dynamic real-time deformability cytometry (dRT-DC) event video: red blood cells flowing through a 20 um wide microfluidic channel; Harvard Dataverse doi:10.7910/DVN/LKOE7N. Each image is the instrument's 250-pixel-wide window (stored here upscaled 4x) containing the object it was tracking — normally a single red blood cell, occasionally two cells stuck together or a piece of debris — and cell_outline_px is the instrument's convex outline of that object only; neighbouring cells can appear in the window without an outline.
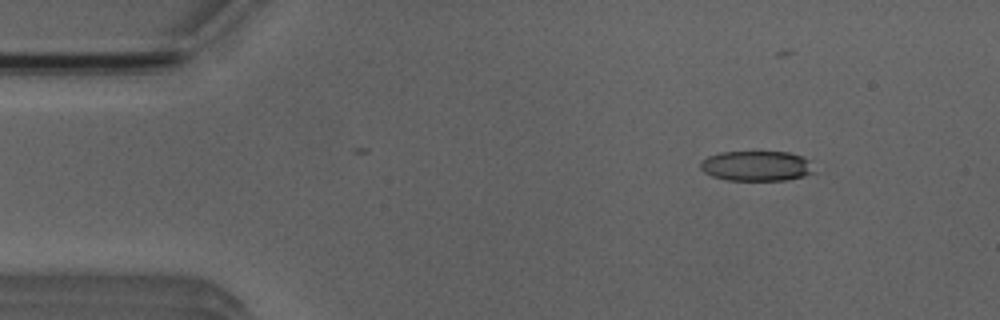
{"species": "Egyptian fruit bat (a non-hibernating species)", "species_latin": "Rousettus aegyptiacus", "temperature_condition": "room temperature", "stored_images_in_passage": 5, "camera_frame_rate_fps": 3000, "um_per_image_px": 0.085, "animal": {"sex": "male"}, "frame": {"image": 1, "passage_image": 2, "time_ms": 1.0, "image_size_px": [1000, 320], "cell_outline_px": [[816, 172], [804, 176], [784, 180], [728, 180], [712, 176], [704, 172], [700, 168], [700, 160], [708, 156], [720, 152], [788, 152], [800, 156], [808, 160]], "centroid_in_image_um": [64.28, 14.1], "position_along_channel_um": 20.7, "area_um2": 19.94}}
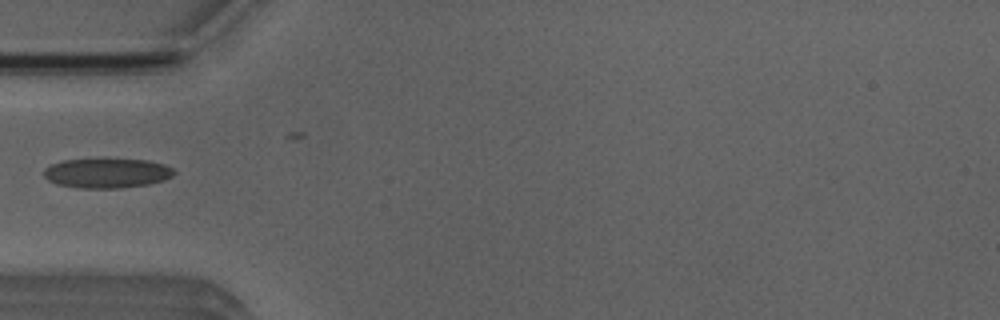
{"frame": {"image": 2, "passage_image": 5, "time_ms": 4.333, "image_size_px": [1000, 320], "cell_outline_px": [[176, 172], [172, 176], [164, 180], [148, 184], [120, 188], [76, 188], [56, 184], [48, 180], [44, 176], [44, 168], [52, 164], [64, 160], [100, 156], [148, 160], [164, 164], [172, 168]], "centroid_in_image_um": [9.07, 14.67], "position_along_channel_um": 75.9, "area_um2": 23.52}}